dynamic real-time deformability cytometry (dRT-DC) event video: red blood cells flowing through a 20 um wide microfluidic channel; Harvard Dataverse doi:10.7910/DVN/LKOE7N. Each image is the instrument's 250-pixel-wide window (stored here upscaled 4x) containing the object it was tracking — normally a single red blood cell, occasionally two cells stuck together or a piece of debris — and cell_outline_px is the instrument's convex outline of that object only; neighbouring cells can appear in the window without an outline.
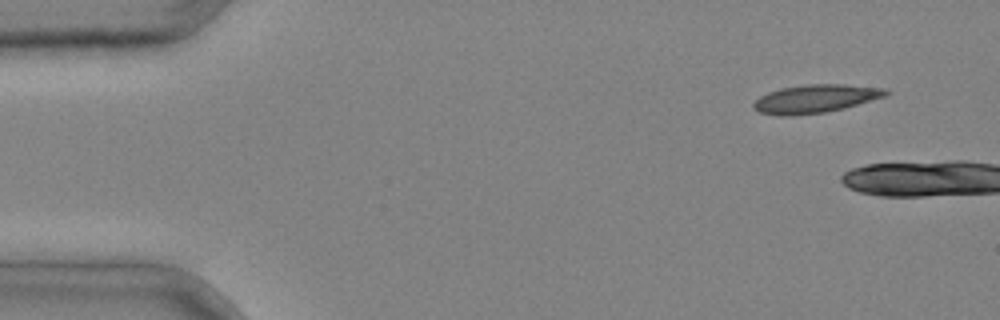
{"species": "common noctule bat (a hibernating species)", "species_latin": "Nyctalus noctula", "temperature_condition": "cold", "stored_images_in_passage": 5, "camera_frame_rate_fps": 3000, "um_per_image_px": 0.085, "animal": {"sex": "male", "body_mass_g": 20.4}, "frame": {"image": 1, "passage_image": 1, "time_ms": 0.0, "image_size_px": [1000, 320], "cell_outline_px": [[892, 92], [884, 96], [844, 108], [824, 112], [792, 116], [780, 116], [760, 112], [752, 108], [752, 104], [760, 96], [768, 92], [780, 88], [808, 84], [844, 84], [888, 88]], "centroid_in_image_um": [69.31, 8.38], "position_along_channel_um": 15.7, "area_um2": 21.85}}